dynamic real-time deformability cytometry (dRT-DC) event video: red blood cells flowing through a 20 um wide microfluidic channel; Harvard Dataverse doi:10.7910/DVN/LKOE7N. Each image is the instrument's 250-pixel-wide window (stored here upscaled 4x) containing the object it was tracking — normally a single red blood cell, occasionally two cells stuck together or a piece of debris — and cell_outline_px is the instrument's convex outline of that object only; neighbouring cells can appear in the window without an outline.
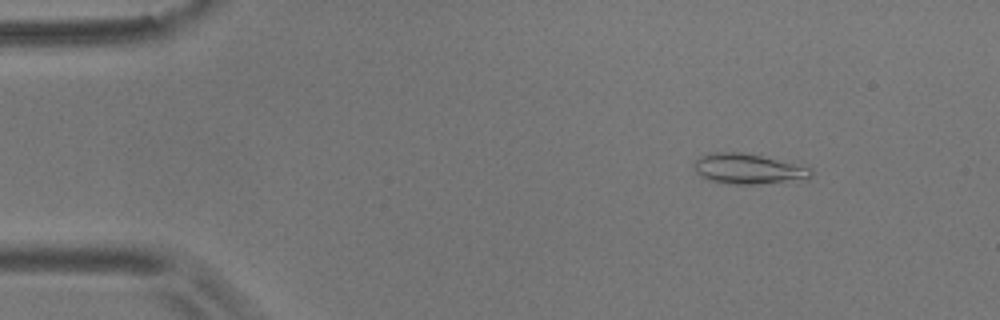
{"species": "common noctule bat (a hibernating species)", "species_latin": "Nyctalus noctula", "temperature_condition": "room temperature", "stored_images_in_passage": 55, "camera_frame_rate_fps": 3000, "um_per_image_px": 0.085, "animal": {"sex": "male", "body_mass_g": 17.9}, "frame": {"image": 1, "passage_image": 6, "time_ms": 1.667, "image_size_px": [1000, 320], "cell_outline_px": [[812, 176], [808, 180], [760, 184], [732, 184], [708, 180], [700, 176], [696, 172], [692, 164], [700, 156], [708, 152], [744, 152], [812, 168]], "centroid_in_image_um": [63.59, 14.36], "position_along_channel_um": 21.4, "area_um2": 20.92}}
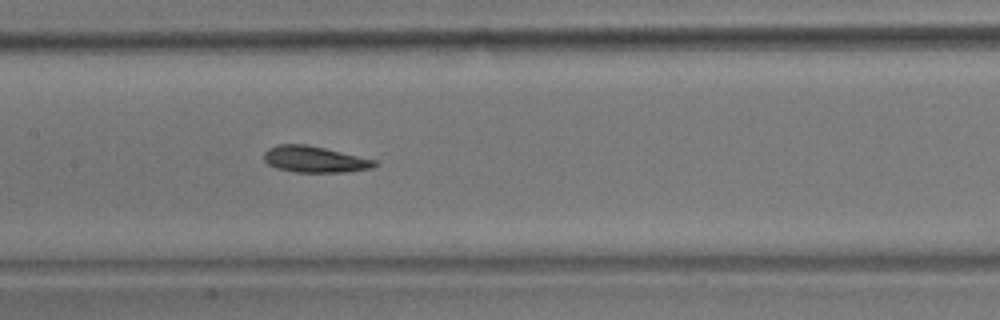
{"frame": {"image": 2, "passage_image": 26, "time_ms": 8.333, "image_size_px": [1000, 320], "cell_outline_px": [[380, 164], [372, 168], [344, 172], [296, 172], [276, 168], [268, 164], [264, 160], [264, 152], [268, 148], [280, 144], [308, 144], [376, 160]], "centroid_in_image_um": [26.75, 13.54], "position_along_channel_um": 180.7, "area_um2": 16.99}}
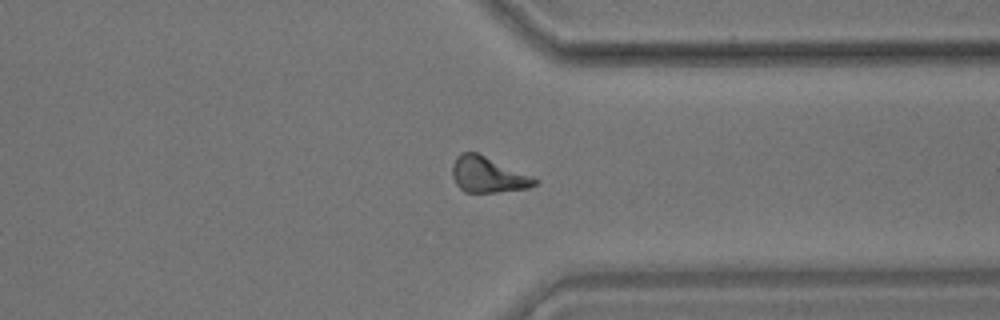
{"frame": {"image": 3, "passage_image": 42, "time_ms": 13.667, "image_size_px": [1000, 320], "cell_outline_px": [[540, 180], [536, 184], [528, 188], [496, 192], [464, 192], [456, 184], [452, 176], [452, 164], [456, 156], [460, 152], [476, 152], [532, 176]], "centroid_in_image_um": [41.45, 14.85], "position_along_channel_um": 370.0, "area_um2": 17.11}, "authors_computed_cell_mechanics": {"area_um2": 16.8198, "velocity_mm_per_s": 3.5861, "shape_relaxation_time_tau1_ms": 8.632, "shape_relaxation_time_tau2_ms": 7.2511, "deformation_change_tau1": 0.1837, "deformation_change_tau2": 0.1889}}